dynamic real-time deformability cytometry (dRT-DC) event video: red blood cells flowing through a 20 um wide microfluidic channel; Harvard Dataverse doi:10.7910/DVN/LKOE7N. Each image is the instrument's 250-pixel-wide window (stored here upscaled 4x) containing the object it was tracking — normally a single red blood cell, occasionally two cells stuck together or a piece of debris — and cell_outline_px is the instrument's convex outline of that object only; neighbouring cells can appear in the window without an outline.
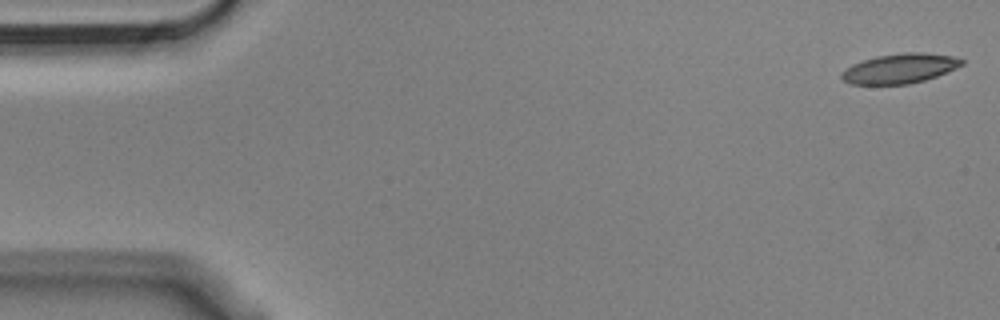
{"species": "Egyptian fruit bat (a non-hibernating species)", "species_latin": "Rousettus aegyptiacus", "temperature_condition": "cold", "stored_images_in_passage": 54, "camera_frame_rate_fps": 3000, "um_per_image_px": 0.085, "animal": {"sex": "male"}, "frame": {"image": 1, "passage_image": 1, "time_ms": 0.0, "image_size_px": [1000, 320], "cell_outline_px": [[964, 64], [956, 68], [936, 76], [924, 80], [908, 84], [852, 84], [840, 80], [840, 72], [852, 64], [876, 56], [904, 52], [924, 52], [952, 56], [964, 60]], "centroid_in_image_um": [76.46, 5.82], "position_along_channel_um": 8.5, "area_um2": 20.87}}
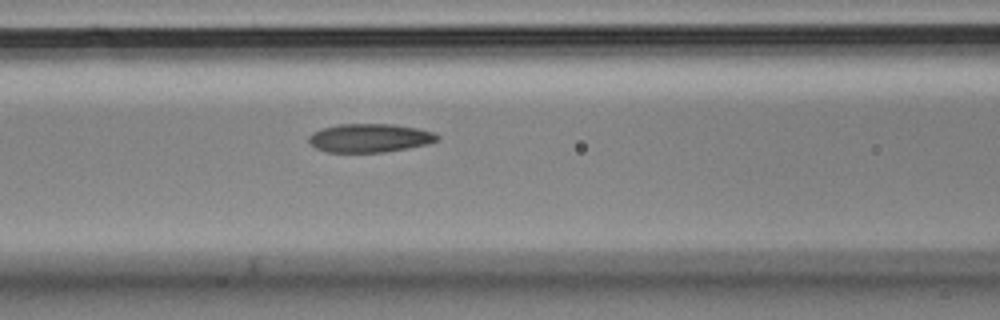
{"frame": {"image": 2, "passage_image": 22, "time_ms": 7.0, "image_size_px": [1000, 320], "cell_outline_px": [[440, 140], [428, 144], [408, 148], [384, 152], [328, 152], [316, 148], [308, 140], [308, 136], [312, 132], [324, 128], [340, 124], [392, 124], [416, 128], [432, 132], [440, 136]], "centroid_in_image_um": [31.44, 11.73], "position_along_channel_um": 135.2, "area_um2": 21.33}}
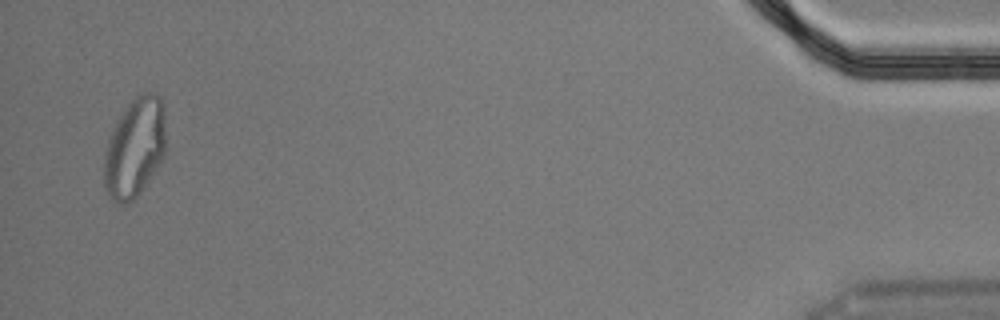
{"frame": {"image": 3, "passage_image": 53, "time_ms": 17.333, "image_size_px": [1000, 320], "cell_outline_px": [[164, 156], [140, 192], [132, 200], [124, 204], [120, 204], [112, 200], [108, 196], [104, 188], [104, 152], [112, 128], [124, 108], [140, 92], [156, 92], [160, 96], [164, 104]], "centroid_in_image_um": [11.43, 12.53], "position_along_channel_um": 423.8, "area_um2": 35.89}, "authors_computed_cell_mechanics": {"area_um2": 21.964, "velocity_mm_per_s": 3.6231, "shape_relaxation_time_tau1_ms": 8.1122, "shape_relaxation_time_tau2_ms": 2.5881, "deformation_change_tau1": 0.2124, "deformation_change_tau2": 0.0932}}